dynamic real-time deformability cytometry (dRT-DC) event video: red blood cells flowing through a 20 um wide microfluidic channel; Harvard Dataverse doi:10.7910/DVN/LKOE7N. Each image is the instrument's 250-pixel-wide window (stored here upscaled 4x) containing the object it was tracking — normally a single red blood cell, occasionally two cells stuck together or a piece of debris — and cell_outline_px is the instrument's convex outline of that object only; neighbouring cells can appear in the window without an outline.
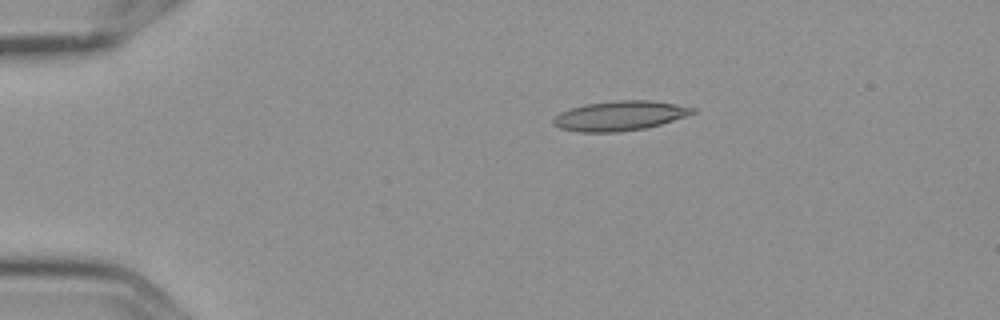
{"species": "Egyptian fruit bat (a non-hibernating species)", "species_latin": "Rousettus aegyptiacus", "temperature_condition": "cold", "stored_images_in_passage": 6, "camera_frame_rate_fps": 3000, "um_per_image_px": 0.085, "frame": {"image": 1, "passage_image": 3, "time_ms": 0.667, "image_size_px": [1000, 320], "cell_outline_px": [[696, 112], [660, 124], [644, 128], [616, 132], [576, 132], [560, 128], [552, 124], [552, 120], [560, 112], [572, 108], [588, 104], [620, 100], [648, 100], [676, 104], [696, 108]], "centroid_in_image_um": [52.65, 9.84], "position_along_channel_um": 32.3, "area_um2": 23.76}}
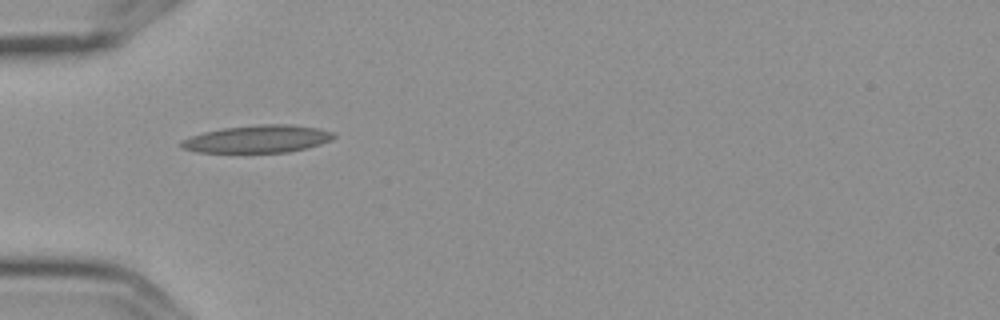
{"frame": {"image": 2, "passage_image": 5, "time_ms": 1.333, "image_size_px": [1000, 320], "cell_outline_px": [[336, 136], [332, 140], [320, 144], [288, 152], [196, 152], [184, 148], [180, 144], [180, 140], [188, 136], [204, 132], [224, 128], [264, 124], [292, 124], [316, 128], [332, 132]], "centroid_in_image_um": [21.88, 11.81], "position_along_channel_um": 63.1, "area_um2": 24.28}}
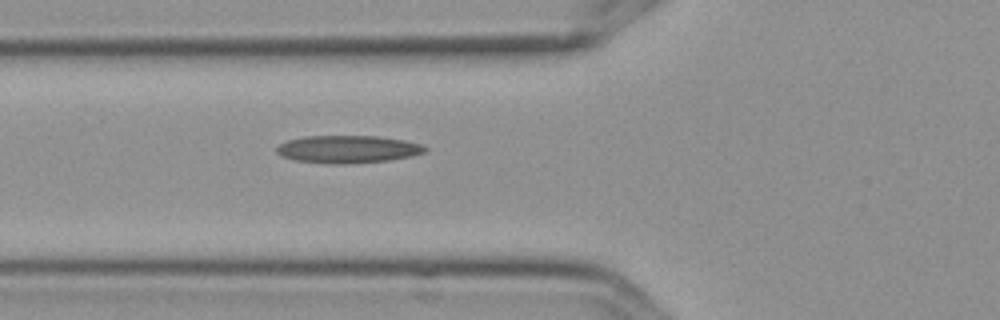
{"frame": {"image": 3, "passage_image": 6, "time_ms": 1.667, "image_size_px": [1000, 320], "cell_outline_px": [[428, 148], [424, 152], [412, 156], [388, 160], [344, 164], [332, 164], [296, 160], [280, 156], [276, 152], [276, 148], [280, 144], [288, 140], [304, 136], [376, 136], [404, 140], [420, 144]], "centroid_in_image_um": [29.54, 12.68], "position_along_channel_um": 96.3, "area_um2": 23.76}}